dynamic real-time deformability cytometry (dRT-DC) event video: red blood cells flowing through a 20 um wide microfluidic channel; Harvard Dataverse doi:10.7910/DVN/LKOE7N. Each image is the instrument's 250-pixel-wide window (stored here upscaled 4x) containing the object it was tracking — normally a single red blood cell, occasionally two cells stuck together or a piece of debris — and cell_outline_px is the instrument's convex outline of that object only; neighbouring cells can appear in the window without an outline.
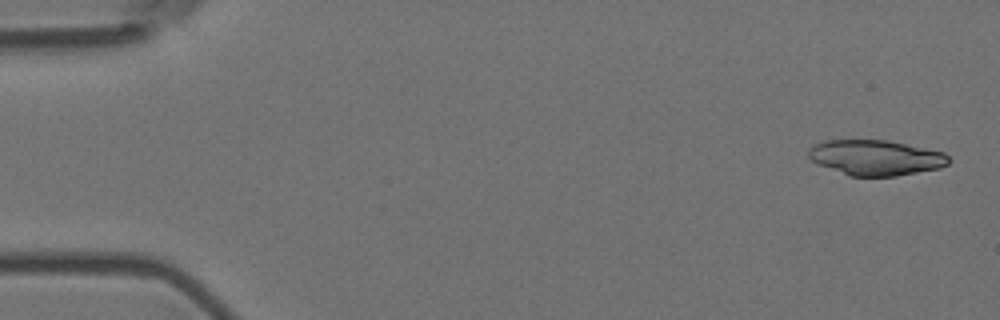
{"species": "Egyptian fruit bat (a non-hibernating species)", "species_latin": "Rousettus aegyptiacus", "temperature_condition": "room temperature", "stored_images_in_passage": 5, "camera_frame_rate_fps": 3000, "um_per_image_px": 0.085, "animal": {"sex": "female"}, "frame": {"image": 1, "passage_image": 1, "time_ms": 0.0, "image_size_px": [1000, 320], "cell_outline_px": [[952, 160], [948, 164], [940, 168], [896, 176], [848, 176], [820, 164], [812, 160], [808, 156], [808, 148], [812, 144], [824, 140], [888, 140], [944, 152]], "centroid_in_image_um": [74.44, 13.39], "position_along_channel_um": 10.6, "area_um2": 28.96}}